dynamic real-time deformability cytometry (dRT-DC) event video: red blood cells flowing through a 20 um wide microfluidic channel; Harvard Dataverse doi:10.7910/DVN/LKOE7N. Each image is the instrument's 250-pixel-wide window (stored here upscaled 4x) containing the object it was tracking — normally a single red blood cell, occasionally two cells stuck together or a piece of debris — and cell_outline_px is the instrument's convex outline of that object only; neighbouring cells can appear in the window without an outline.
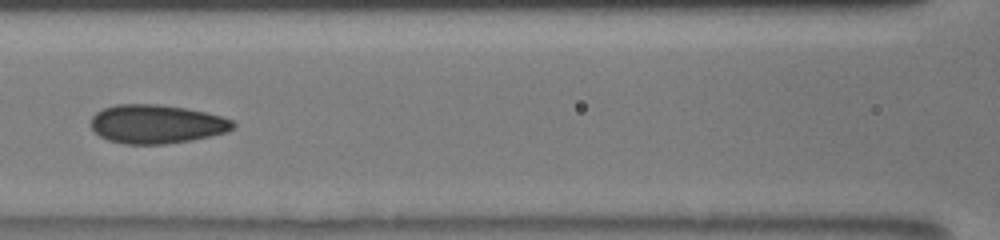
{"species": "human", "species_latin": "Homo sapiens", "temperature_condition": "room temperature", "stored_images_in_passage": 39, "segment_of_instrument_passage": [2, 2], "camera_frame_rate_fps": 3000, "um_per_image_px": 0.085, "donor": {"sex": "male"}, "frame": {"image": 1, "passage_image": 21, "time_ms": 6.667, "image_size_px": [1000, 240], "cell_outline_px": [[236, 128], [228, 132], [192, 140], [164, 144], [124, 144], [108, 140], [100, 136], [92, 128], [92, 116], [96, 112], [104, 108], [116, 104], [160, 104], [184, 108], [204, 112], [220, 116], [232, 120], [236, 124]], "centroid_in_image_um": [13.33, 10.55], "position_along_channel_um": 153.3, "area_um2": 32.14}}
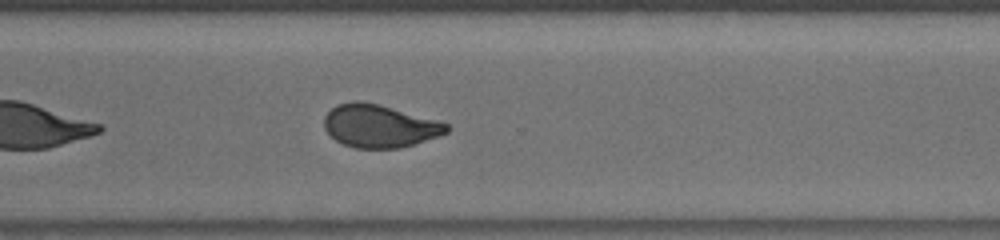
{"frame": {"image": 2, "passage_image": 31, "time_ms": 10.0, "image_size_px": [1000, 240], "cell_outline_px": [[452, 128], [448, 132], [400, 148], [356, 148], [344, 144], [336, 140], [324, 128], [324, 116], [336, 104], [352, 100], [360, 100], [380, 104], [436, 120], [448, 124]], "centroid_in_image_um": [32.23, 10.69], "position_along_channel_um": 338.4, "area_um2": 30.46}}
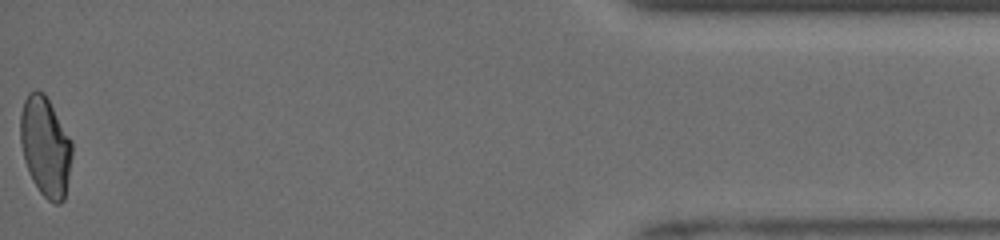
{"frame": {"image": 3, "passage_image": 39, "time_ms": 12.667, "image_size_px": [1000, 240], "cell_outline_px": [[72, 156], [64, 200], [60, 204], [56, 204], [48, 200], [40, 192], [32, 180], [24, 160], [20, 144], [20, 116], [24, 100], [28, 92], [36, 88], [44, 92], [72, 140]], "centroid_in_image_um": [3.85, 12.43], "position_along_channel_um": 431.4, "area_um2": 30.23}}